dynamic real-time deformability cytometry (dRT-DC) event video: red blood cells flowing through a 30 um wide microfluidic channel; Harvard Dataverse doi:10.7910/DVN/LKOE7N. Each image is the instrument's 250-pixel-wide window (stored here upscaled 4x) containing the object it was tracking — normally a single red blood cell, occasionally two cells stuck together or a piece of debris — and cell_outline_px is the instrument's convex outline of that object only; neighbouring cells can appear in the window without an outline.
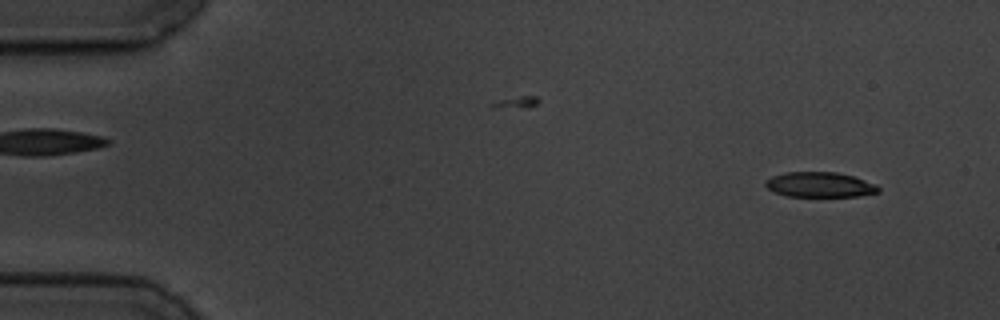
{"species": "common noctule bat (a hibernating species)", "species_latin": "Nyctalus noctula", "temperature_condition": "cold", "stored_images_in_passage": 57, "camera_frame_rate_fps": 3000, "um_per_image_px": 0.085, "animal": {"sex": "male", "body_mass_g": 19.5, "forearm_length_mm": 54.6}, "frame": {"image": 1, "passage_image": 4, "time_ms": 1.0, "image_size_px": [1000, 320], "cell_outline_px": [[880, 192], [856, 196], [788, 196], [776, 192], [768, 188], [764, 184], [764, 180], [772, 176], [784, 172], [836, 172], [852, 176], [876, 184], [880, 188]], "centroid_in_image_um": [69.67, 15.69], "position_along_channel_um": 15.3, "area_um2": 16.42}}
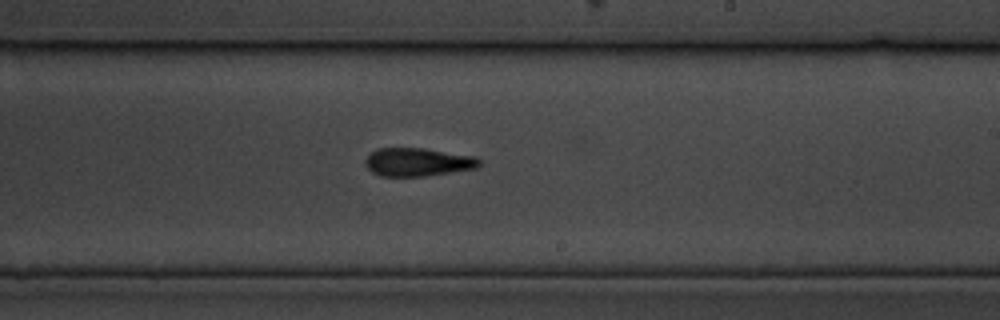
{"frame": {"image": 2, "passage_image": 34, "time_ms": 11.0, "image_size_px": [1000, 320], "cell_outline_px": [[480, 164], [476, 168], [424, 176], [380, 176], [372, 172], [364, 164], [364, 160], [376, 148], [424, 148], [476, 156], [480, 160]], "centroid_in_image_um": [35.49, 13.77], "position_along_channel_um": 253.5, "area_um2": 18.79}}
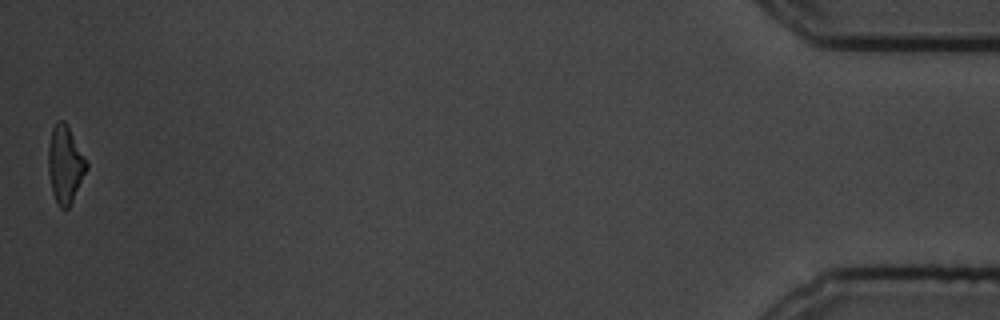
{"frame": {"image": 3, "passage_image": 57, "time_ms": 18.667, "image_size_px": [1000, 320], "cell_outline_px": [[88, 168], [68, 208], [60, 208], [56, 204], [52, 192], [48, 172], [48, 148], [52, 128], [56, 120], [64, 120], [68, 124], [88, 160]], "centroid_in_image_um": [5.54, 13.93], "position_along_channel_um": 429.7, "area_um2": 17.57}, "authors_computed_cell_mechanics": {"area_um2": 18.496, "velocity_mm_per_s": 3.4852, "shape_relaxation_time_tau1_ms": 4.5939, "shape_relaxation_time_tau2_ms": 9.3941, "deformation_change_tau1": 0.168, "deformation_change_tau2": 0.1923}}